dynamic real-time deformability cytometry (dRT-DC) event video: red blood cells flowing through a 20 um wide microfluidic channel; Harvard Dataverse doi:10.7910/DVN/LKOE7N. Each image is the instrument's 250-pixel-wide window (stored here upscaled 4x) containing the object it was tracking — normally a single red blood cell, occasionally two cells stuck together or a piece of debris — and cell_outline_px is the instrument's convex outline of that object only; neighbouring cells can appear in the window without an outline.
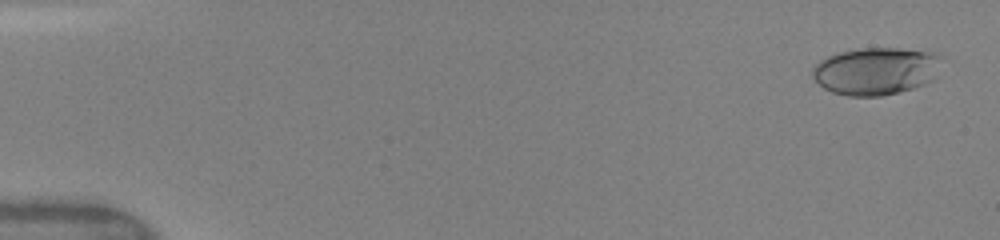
{"species": "human", "species_latin": "Homo sapiens", "temperature_condition": "warm", "stored_images_in_passage": 11, "camera_frame_rate_fps": 3000, "um_per_image_px": 0.085, "donor": {"sex": "female"}, "frame": {"image": 1, "passage_image": 1, "time_ms": 0.0, "image_size_px": [1000, 240], "cell_outline_px": [[944, 56], [936, 80], [900, 92], [880, 96], [848, 96], [832, 92], [824, 88], [812, 76], [812, 68], [820, 60], [828, 56], [840, 52], [856, 48], [900, 48], [940, 52]], "centroid_in_image_um": [74.54, 6.02], "position_along_channel_um": 10.5, "area_um2": 36.47}}
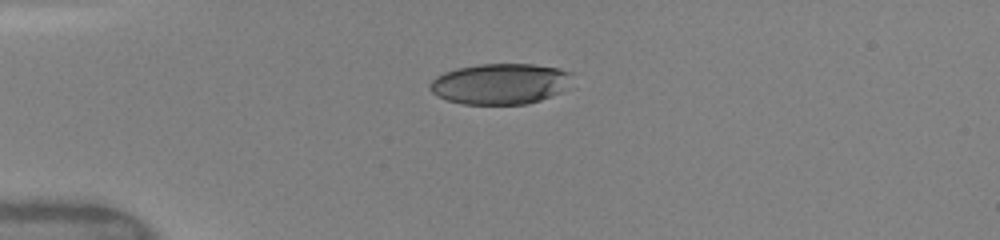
{"frame": {"image": 2, "passage_image": 7, "time_ms": 3.667, "image_size_px": [1000, 240], "cell_outline_px": [[572, 72], [560, 92], [552, 96], [540, 100], [524, 104], [464, 104], [448, 100], [436, 96], [428, 88], [428, 84], [436, 76], [444, 72], [456, 68], [480, 64], [532, 64], [560, 68]], "centroid_in_image_um": [42.44, 7.12], "position_along_channel_um": 42.6, "area_um2": 33.64}}
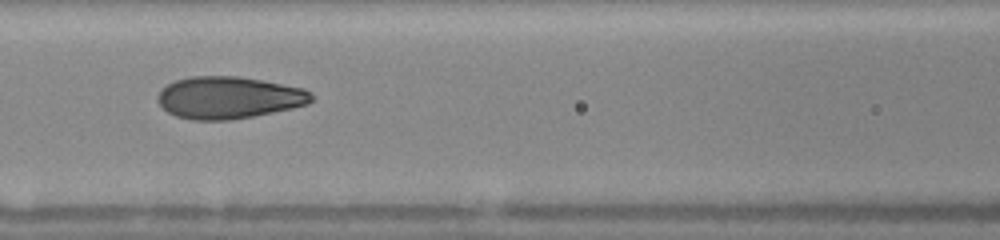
{"frame": {"image": 3, "passage_image": 11, "time_ms": 7.0, "image_size_px": [1000, 240], "cell_outline_px": [[312, 100], [308, 104], [292, 108], [252, 116], [228, 120], [192, 120], [176, 116], [168, 112], [156, 100], [156, 96], [168, 84], [176, 80], [192, 76], [240, 76], [304, 88], [312, 92]], "centroid_in_image_um": [19.45, 8.29], "position_along_channel_um": 147.2, "area_um2": 37.63}}